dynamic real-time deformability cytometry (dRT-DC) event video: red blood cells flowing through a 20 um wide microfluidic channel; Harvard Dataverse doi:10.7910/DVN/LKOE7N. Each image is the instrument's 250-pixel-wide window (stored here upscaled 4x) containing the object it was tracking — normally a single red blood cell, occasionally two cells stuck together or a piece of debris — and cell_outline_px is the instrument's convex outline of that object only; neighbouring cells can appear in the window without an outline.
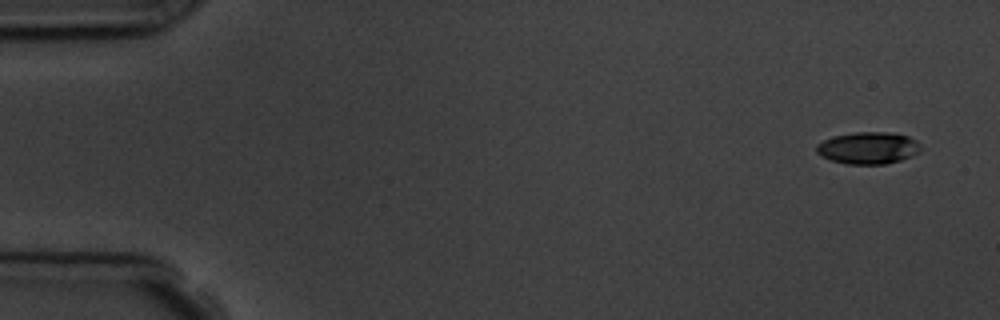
{"species": "common noctule bat (a hibernating species)", "species_latin": "Nyctalus noctula", "temperature_condition": "room temperature", "stored_images_in_passage": 4, "camera_frame_rate_fps": 3000, "um_per_image_px": 0.085, "animal": {"sex": "male", "body_mass_g": 19.5, "forearm_length_mm": 54.6}, "frame": {"image": 1, "passage_image": 1, "time_ms": 0.0, "image_size_px": [1000, 320], "cell_outline_px": [[920, 152], [912, 156], [900, 160], [884, 164], [844, 164], [828, 160], [820, 156], [816, 152], [816, 144], [832, 136], [856, 132], [884, 132], [908, 136], [916, 140], [920, 144]], "centroid_in_image_um": [73.76, 12.59], "position_along_channel_um": 11.2, "area_um2": 19.59}}
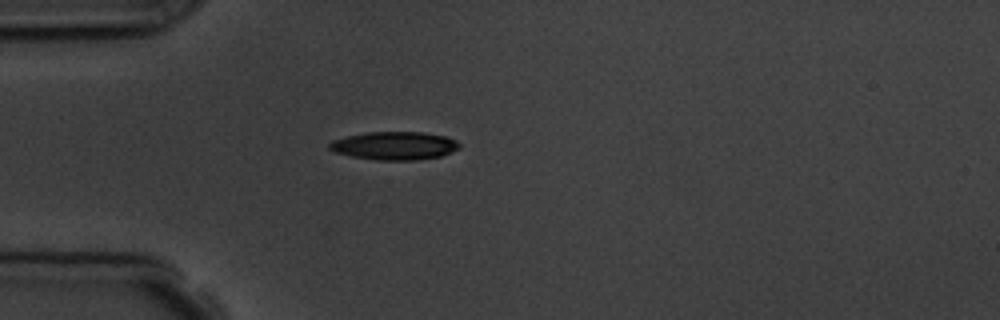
{"frame": {"image": 2, "passage_image": 4, "time_ms": 4.333, "image_size_px": [1000, 320], "cell_outline_px": [[460, 148], [452, 152], [440, 156], [416, 160], [380, 160], [352, 156], [336, 152], [328, 148], [328, 144], [332, 140], [348, 136], [368, 132], [424, 132], [448, 136], [456, 140], [460, 144]], "centroid_in_image_um": [33.57, 12.38], "position_along_channel_um": 51.4, "area_um2": 21.33}}